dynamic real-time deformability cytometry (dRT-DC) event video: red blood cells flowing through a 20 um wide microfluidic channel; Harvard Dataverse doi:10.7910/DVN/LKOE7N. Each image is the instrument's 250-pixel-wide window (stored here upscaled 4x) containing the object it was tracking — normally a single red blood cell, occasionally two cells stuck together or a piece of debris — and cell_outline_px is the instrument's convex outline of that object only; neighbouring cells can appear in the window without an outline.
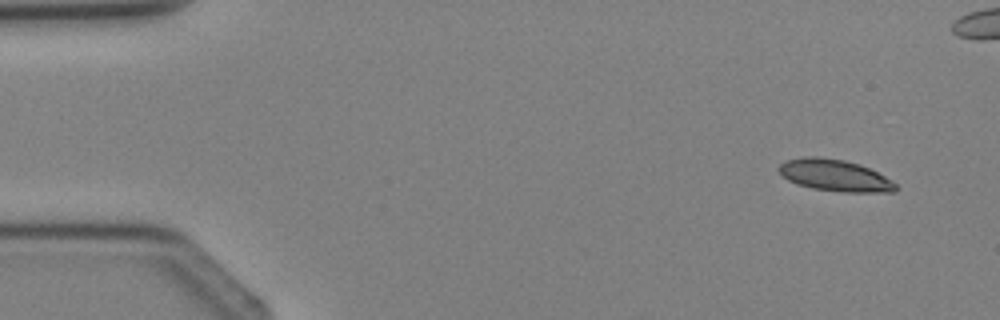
{"species": "Egyptian fruit bat (a non-hibernating species)", "species_latin": "Rousettus aegyptiacus", "temperature_condition": "cold", "stored_images_in_passage": 3, "camera_frame_rate_fps": 3000, "um_per_image_px": 0.085, "animal": {"sex": "female"}, "frame": {"image": 1, "passage_image": 3, "time_ms": 2.667, "image_size_px": [1000, 320], "cell_outline_px": [[896, 192], [844, 192], [812, 188], [796, 184], [788, 180], [776, 168], [780, 164], [788, 160], [808, 156], [816, 156], [844, 160], [868, 168], [892, 180], [896, 184]], "centroid_in_image_um": [70.95, 14.91], "position_along_channel_um": 14.1, "area_um2": 21.33}}